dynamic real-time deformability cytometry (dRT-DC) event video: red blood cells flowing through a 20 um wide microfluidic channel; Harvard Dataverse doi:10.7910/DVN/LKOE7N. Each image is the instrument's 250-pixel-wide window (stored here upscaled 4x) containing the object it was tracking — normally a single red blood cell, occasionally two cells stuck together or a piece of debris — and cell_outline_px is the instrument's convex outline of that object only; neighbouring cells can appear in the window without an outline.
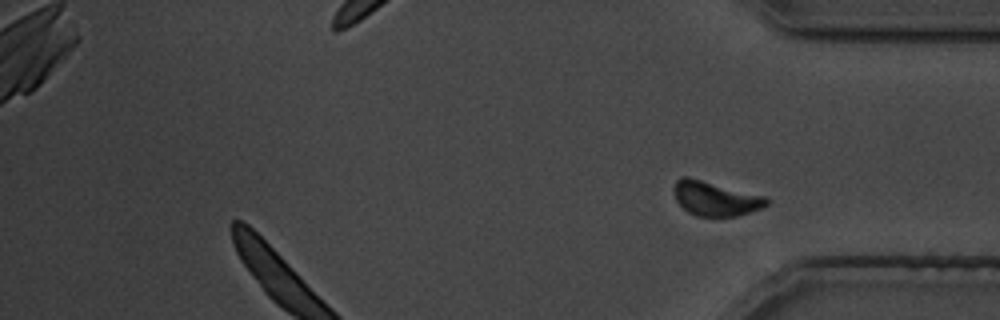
{"species": "common noctule bat (a hibernating species)", "species_latin": "Nyctalus noctula", "temperature_condition": "cold", "stored_images_in_passage": 24, "camera_frame_rate_fps": 3000, "um_per_image_px": 0.085, "animal": {"sex": "male", "body_mass_g": 19.5, "forearm_length_mm": 54.6}, "frame": {"image": 1, "passage_image": 24, "time_ms": 29.333, "image_size_px": [1000, 320], "cell_outline_px": [[768, 204], [760, 208], [736, 216], [696, 216], [688, 212], [676, 200], [672, 188], [676, 180], [680, 176], [688, 176], [764, 196], [768, 200]], "centroid_in_image_um": [60.74, 16.86], "position_along_channel_um": 374.5, "area_um2": 18.44}}